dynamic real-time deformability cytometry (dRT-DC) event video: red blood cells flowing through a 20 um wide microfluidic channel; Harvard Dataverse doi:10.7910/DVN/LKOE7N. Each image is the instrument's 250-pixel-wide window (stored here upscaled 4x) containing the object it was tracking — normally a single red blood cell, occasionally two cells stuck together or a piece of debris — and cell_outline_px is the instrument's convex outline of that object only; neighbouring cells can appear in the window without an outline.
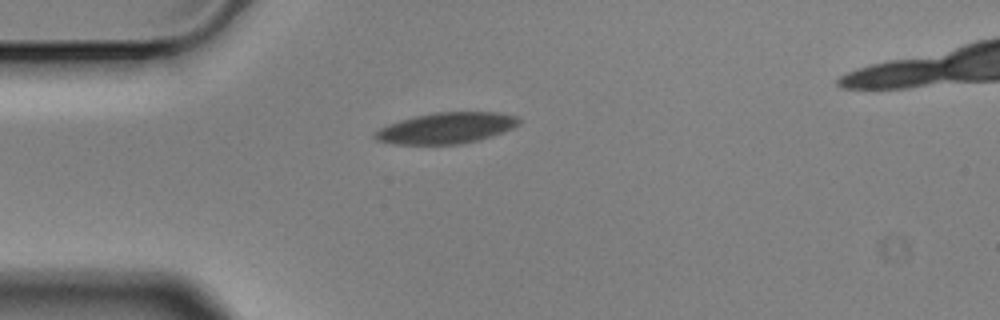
{"species": "Egyptian fruit bat (a non-hibernating species)", "species_latin": "Rousettus aegyptiacus", "temperature_condition": "cold", "stored_images_in_passage": 3, "camera_frame_rate_fps": 3000, "um_per_image_px": 0.085, "animal": {"sex": "male"}, "frame": {"image": 1, "passage_image": 1, "time_ms": 0.0, "image_size_px": [1000, 320], "cell_outline_px": [[520, 120], [512, 128], [476, 140], [460, 144], [392, 144], [376, 140], [372, 136], [380, 128], [388, 124], [400, 120], [432, 112], [496, 112], [516, 116]], "centroid_in_image_um": [37.86, 10.88], "position_along_channel_um": 47.1, "area_um2": 25.61}}
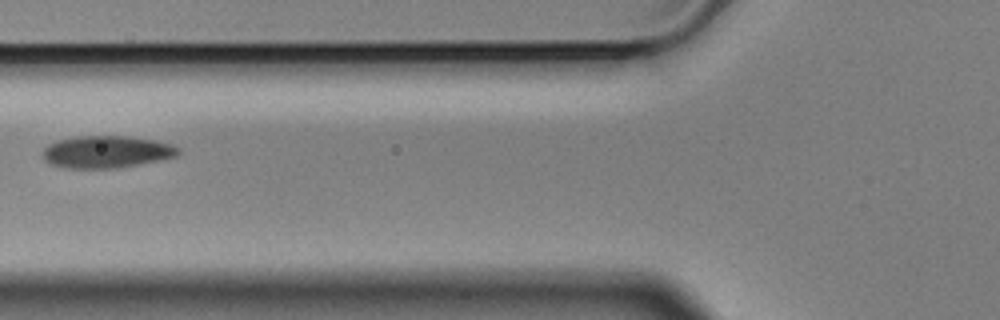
{"frame": {"image": 2, "passage_image": 3, "time_ms": 0.667, "image_size_px": [1000, 320], "cell_outline_px": [[180, 152], [176, 156], [160, 160], [116, 168], [64, 168], [52, 164], [44, 160], [40, 152], [48, 144], [56, 140], [72, 136], [128, 136], [156, 140], [172, 144], [180, 148]], "centroid_in_image_um": [9.02, 12.89], "position_along_channel_um": 116.8, "area_um2": 25.72}}